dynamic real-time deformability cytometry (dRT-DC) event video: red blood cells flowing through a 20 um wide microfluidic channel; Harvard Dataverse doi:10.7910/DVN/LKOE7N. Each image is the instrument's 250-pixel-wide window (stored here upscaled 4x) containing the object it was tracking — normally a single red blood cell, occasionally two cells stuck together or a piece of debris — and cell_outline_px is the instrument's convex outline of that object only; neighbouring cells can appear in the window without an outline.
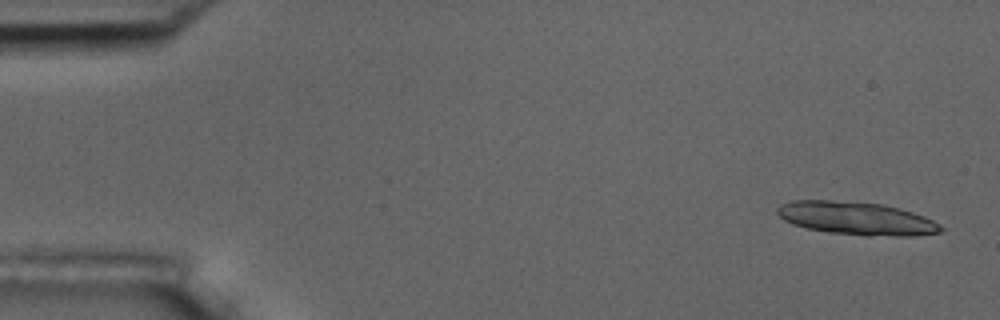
{"species": "common noctule bat (a hibernating species)", "species_latin": "Nyctalus noctula", "temperature_condition": "room temperature", "stored_images_in_passage": 25, "segment_of_instrument_passage": [1, 2], "camera_frame_rate_fps": 3000, "um_per_image_px": 0.085, "animal": {"sex": "male", "body_mass_g": 17.5, "forearm_length_mm": 52.3}, "frame": {"image": 1, "passage_image": 2, "time_ms": 0.333, "image_size_px": [1000, 320], "cell_outline_px": [[944, 232], [912, 236], [864, 236], [828, 232], [808, 228], [792, 224], [784, 220], [776, 212], [776, 208], [780, 204], [792, 200], [832, 200], [884, 204], [900, 208], [924, 216], [940, 224], [944, 228]], "centroid_in_image_um": [72.82, 18.56], "position_along_channel_um": 12.2, "area_um2": 31.79}}